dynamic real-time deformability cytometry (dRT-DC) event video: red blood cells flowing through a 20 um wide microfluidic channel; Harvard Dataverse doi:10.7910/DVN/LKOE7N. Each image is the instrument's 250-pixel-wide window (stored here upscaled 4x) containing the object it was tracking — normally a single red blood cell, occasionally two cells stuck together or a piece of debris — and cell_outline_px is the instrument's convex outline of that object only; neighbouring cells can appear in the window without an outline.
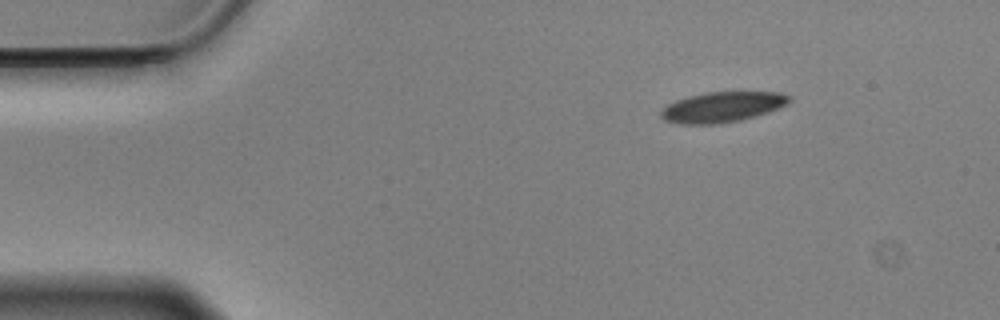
{"species": "Egyptian fruit bat (a non-hibernating species)", "species_latin": "Rousettus aegyptiacus", "temperature_condition": "cold", "stored_images_in_passage": 50, "camera_frame_rate_fps": 3000, "um_per_image_px": 0.085, "animal": {"sex": "male"}, "frame": {"image": 1, "passage_image": 1, "time_ms": 0.0, "image_size_px": [1000, 320], "cell_outline_px": [[792, 100], [788, 104], [768, 112], [740, 120], [716, 124], [676, 124], [664, 120], [660, 116], [660, 112], [668, 104], [676, 100], [688, 96], [708, 92], [780, 92], [792, 96]], "centroid_in_image_um": [61.4, 9.09], "position_along_channel_um": 23.6, "area_um2": 22.77}}
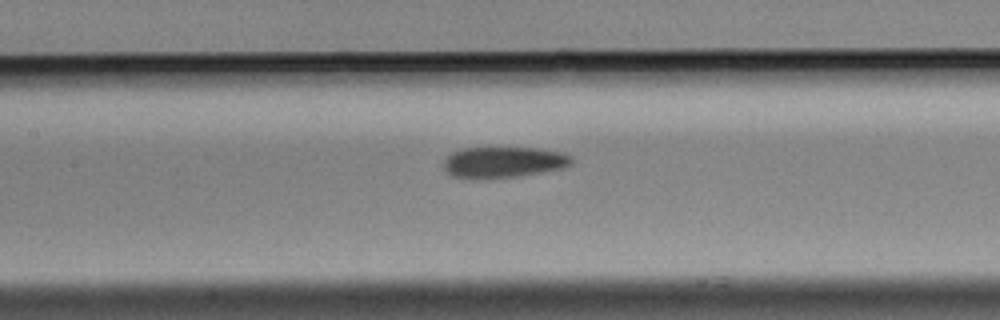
{"frame": {"image": 2, "passage_image": 19, "time_ms": 6.0, "image_size_px": [1000, 320], "cell_outline_px": [[572, 164], [560, 168], [540, 172], [516, 176], [452, 176], [444, 168], [444, 160], [452, 152], [460, 148], [540, 148], [564, 152], [572, 156]], "centroid_in_image_um": [42.85, 13.73], "position_along_channel_um": 164.5, "area_um2": 22.31}}
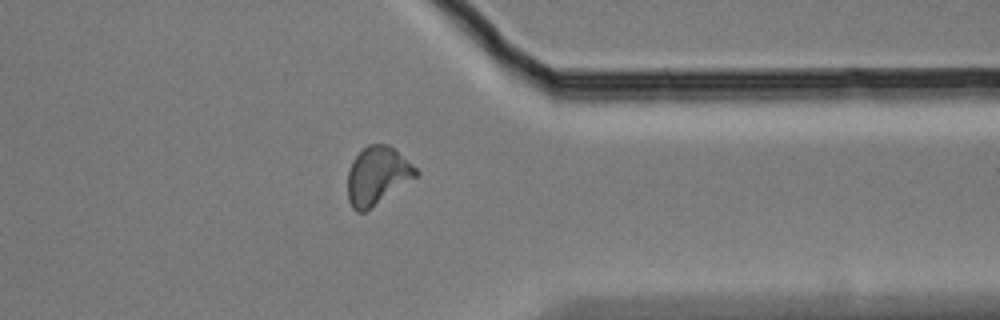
{"frame": {"image": 3, "passage_image": 38, "time_ms": 12.333, "image_size_px": [1000, 320], "cell_outline_px": [[420, 172], [416, 176], [364, 212], [356, 212], [352, 208], [348, 200], [348, 172], [352, 160], [368, 144], [388, 144], [412, 164]], "centroid_in_image_um": [32.04, 14.92], "position_along_channel_um": 379.4, "area_um2": 22.54}, "authors_computed_cell_mechanics": {"area_um2": 22.6287, "velocity_mm_per_s": 3.5039, "shape_relaxation_time_tau1_ms": 5.8946, "shape_relaxation_time_tau2_ms": 4.169, "deformation_change_tau1": 0.1298, "deformation_change_tau2": 0.0999}}